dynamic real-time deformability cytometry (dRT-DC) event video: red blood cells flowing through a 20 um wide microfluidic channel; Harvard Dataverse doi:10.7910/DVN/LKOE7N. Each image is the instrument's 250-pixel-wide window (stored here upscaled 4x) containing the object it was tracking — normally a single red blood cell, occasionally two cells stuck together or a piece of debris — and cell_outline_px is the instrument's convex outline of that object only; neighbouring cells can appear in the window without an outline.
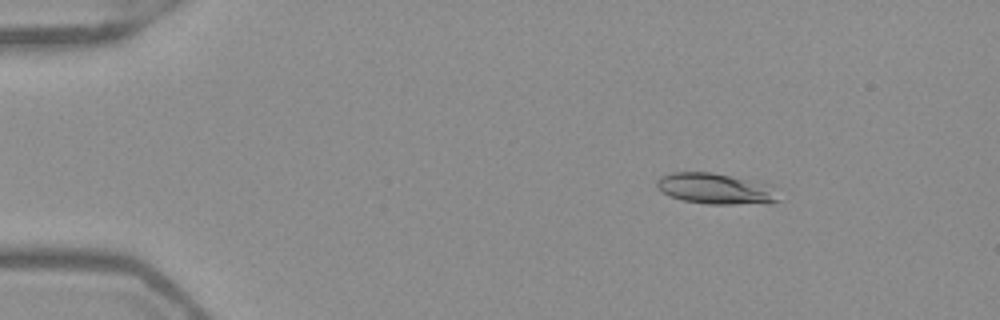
{"species": "Egyptian fruit bat (a non-hibernating species)", "species_latin": "Rousettus aegyptiacus", "temperature_condition": "warm", "stored_images_in_passage": 52, "camera_frame_rate_fps": 3000, "um_per_image_px": 0.085, "frame": {"image": 1, "passage_image": 8, "time_ms": 2.333, "image_size_px": [1000, 320], "cell_outline_px": [[784, 200], [732, 204], [708, 204], [680, 200], [668, 196], [656, 184], [656, 180], [660, 176], [672, 172], [712, 172], [772, 184]], "centroid_in_image_um": [60.85, 16.02], "position_along_channel_um": 24.2, "area_um2": 22.02}}
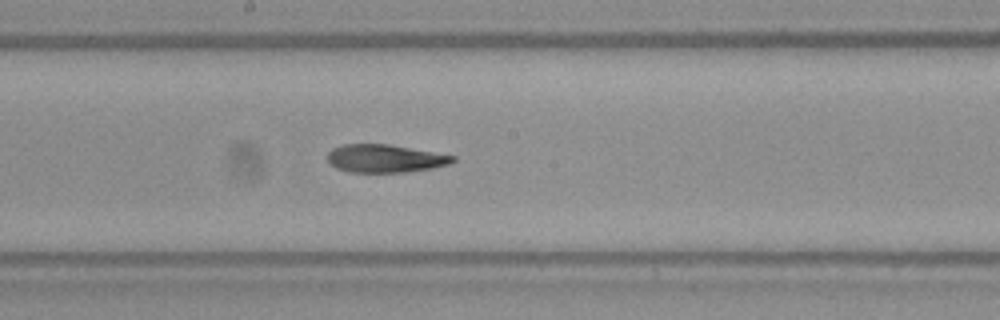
{"frame": {"image": 2, "passage_image": 29, "time_ms": 9.333, "image_size_px": [1000, 320], "cell_outline_px": [[456, 160], [448, 164], [432, 168], [404, 172], [348, 172], [336, 168], [328, 160], [328, 152], [332, 148], [344, 144], [388, 144], [456, 156]], "centroid_in_image_um": [32.71, 13.47], "position_along_channel_um": 215.5, "area_um2": 20.29}}
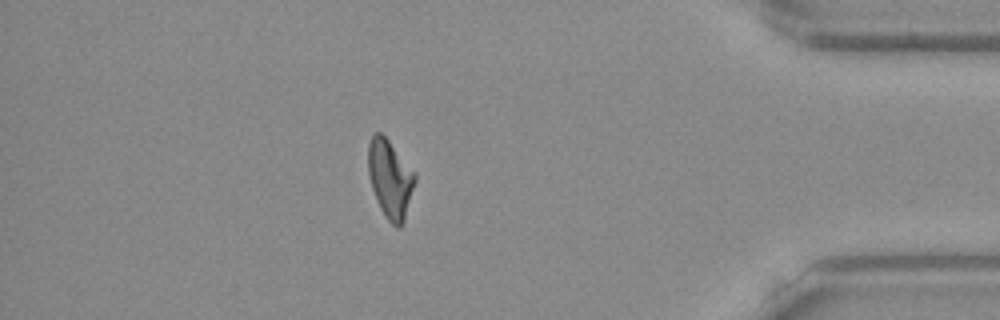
{"frame": {"image": 3, "passage_image": 46, "time_ms": 15.0, "image_size_px": [1000, 320], "cell_outline_px": [[416, 180], [404, 220], [400, 228], [396, 228], [384, 216], [380, 208], [372, 188], [368, 172], [368, 144], [372, 136], [376, 132], [380, 132], [388, 140], [416, 172]], "centroid_in_image_um": [33.17, 15.21], "position_along_channel_um": 402.0, "area_um2": 21.27}, "authors_computed_cell_mechanics": {"area_um2": 21.1548, "velocity_mm_per_s": 3.9392, "shape_relaxation_time_tau1_ms": null, "shape_relaxation_time_tau2_ms": 3.9121, "deformation_change_tau1": null, "deformation_change_tau2": 0.1204}}